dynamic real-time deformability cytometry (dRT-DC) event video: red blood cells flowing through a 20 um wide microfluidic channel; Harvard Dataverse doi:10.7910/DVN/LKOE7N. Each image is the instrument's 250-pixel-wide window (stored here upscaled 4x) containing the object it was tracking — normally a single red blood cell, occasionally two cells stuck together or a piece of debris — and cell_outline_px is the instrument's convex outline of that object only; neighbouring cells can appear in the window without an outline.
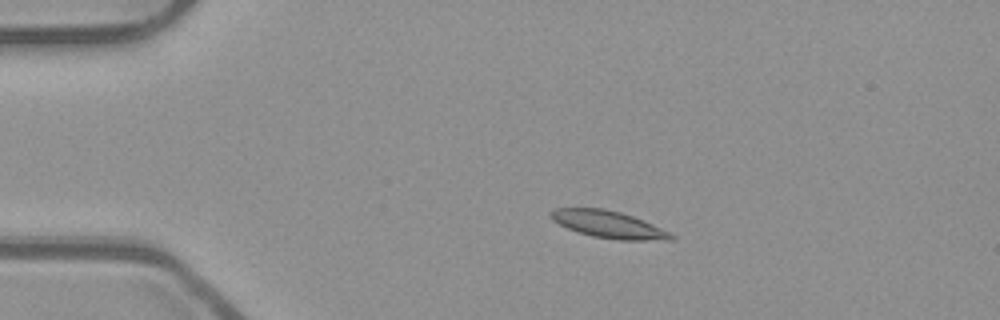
{"species": "common noctule bat (a hibernating species)", "species_latin": "Nyctalus noctula", "temperature_condition": "room temperature", "stored_images_in_passage": 9, "camera_frame_rate_fps": 3000, "um_per_image_px": 0.085, "animal": {"sex": "male", "body_mass_g": 23.1, "forearm_length_mm": 52.7}, "frame": {"image": 1, "passage_image": 1, "time_ms": 0.0, "image_size_px": [1000, 320], "cell_outline_px": [[676, 240], [620, 240], [592, 236], [568, 228], [552, 220], [548, 216], [548, 212], [556, 208], [604, 208], [620, 212], [632, 216], [672, 232], [676, 236]], "centroid_in_image_um": [51.75, 19.08], "position_along_channel_um": 33.2, "area_um2": 19.07}}
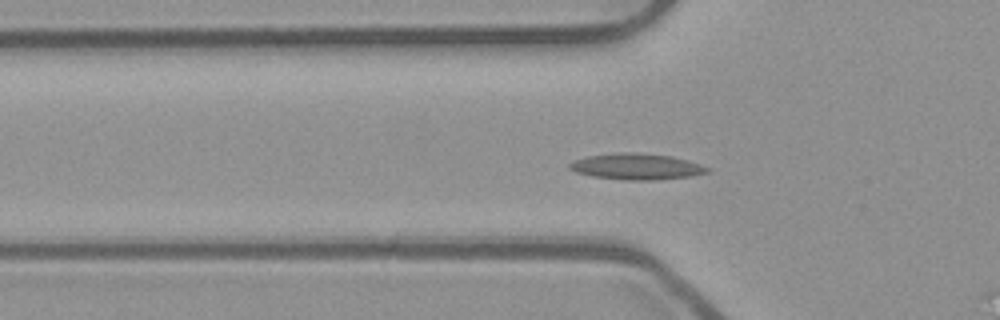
{"frame": {"image": 2, "passage_image": 8, "time_ms": 2.333, "image_size_px": [1000, 320], "cell_outline_px": [[712, 172], [692, 176], [656, 180], [624, 180], [592, 176], [576, 172], [568, 168], [568, 164], [576, 160], [588, 156], [624, 152], [636, 152], [672, 156], [688, 160], [712, 168]], "centroid_in_image_um": [54.18, 14.16], "position_along_channel_um": 71.6, "area_um2": 21.1}}